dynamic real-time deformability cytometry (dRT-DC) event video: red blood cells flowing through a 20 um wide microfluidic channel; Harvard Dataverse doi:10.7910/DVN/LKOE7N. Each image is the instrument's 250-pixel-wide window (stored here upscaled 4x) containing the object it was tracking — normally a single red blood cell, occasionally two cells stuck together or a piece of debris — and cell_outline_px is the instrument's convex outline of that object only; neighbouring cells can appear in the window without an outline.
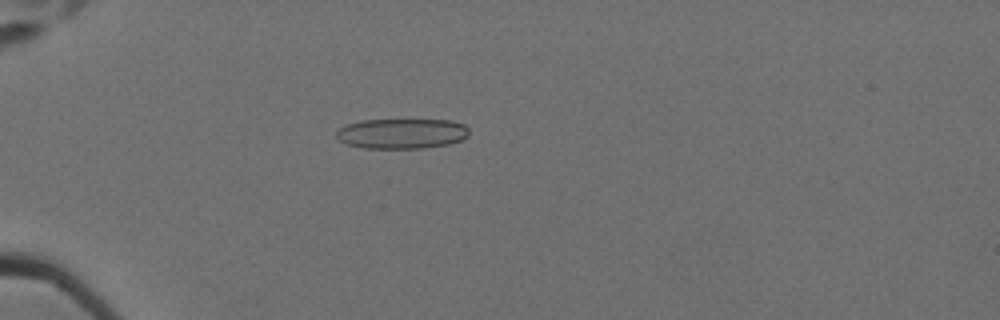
{"species": "Egyptian fruit bat (a non-hibernating species)", "species_latin": "Rousettus aegyptiacus", "temperature_condition": "cold", "stored_images_in_passage": 39, "camera_frame_rate_fps": 3000, "um_per_image_px": 0.085, "animal": {"sex": "female"}, "frame": {"image": 1, "passage_image": 19, "time_ms": 6.0, "image_size_px": [1000, 320], "cell_outline_px": [[468, 136], [460, 140], [448, 144], [424, 148], [364, 148], [348, 144], [340, 140], [336, 136], [336, 132], [340, 128], [348, 124], [360, 120], [452, 120], [464, 124], [468, 128]], "centroid_in_image_um": [34.17, 11.35], "position_along_channel_um": 50.8, "area_um2": 23.24}}
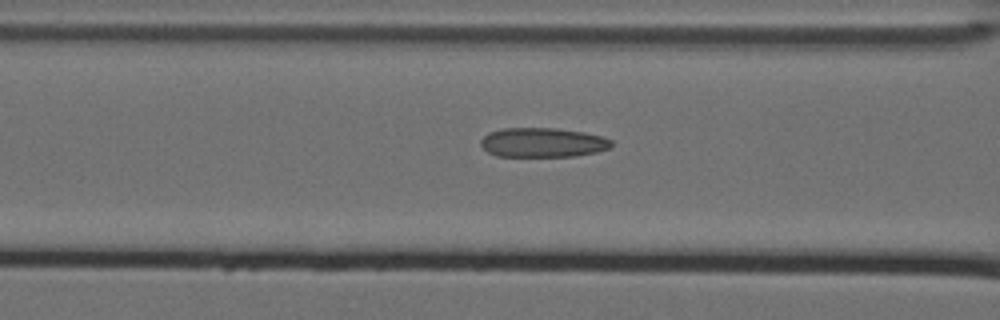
{"frame": {"image": 2, "passage_image": 27, "time_ms": 8.667, "image_size_px": [1000, 320], "cell_outline_px": [[612, 148], [596, 152], [576, 156], [496, 156], [488, 152], [480, 144], [480, 140], [488, 132], [504, 128], [556, 128], [584, 132], [604, 136], [612, 140]], "centroid_in_image_um": [46.16, 12.11], "position_along_channel_um": 120.4, "area_um2": 22.6}}
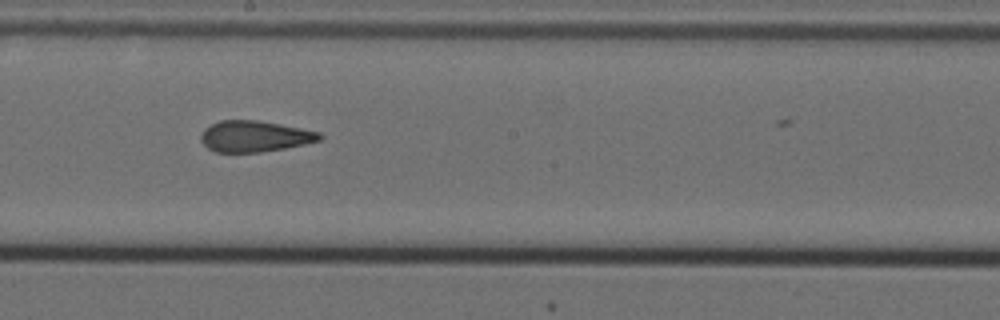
{"frame": {"image": 3, "passage_image": 36, "time_ms": 11.667, "image_size_px": [1000, 320], "cell_outline_px": [[324, 136], [320, 140], [304, 144], [284, 148], [260, 152], [216, 152], [208, 148], [200, 140], [200, 136], [204, 128], [220, 120], [256, 120], [280, 124], [320, 132]], "centroid_in_image_um": [21.63, 11.58], "position_along_channel_um": 226.6, "area_um2": 21.44}}